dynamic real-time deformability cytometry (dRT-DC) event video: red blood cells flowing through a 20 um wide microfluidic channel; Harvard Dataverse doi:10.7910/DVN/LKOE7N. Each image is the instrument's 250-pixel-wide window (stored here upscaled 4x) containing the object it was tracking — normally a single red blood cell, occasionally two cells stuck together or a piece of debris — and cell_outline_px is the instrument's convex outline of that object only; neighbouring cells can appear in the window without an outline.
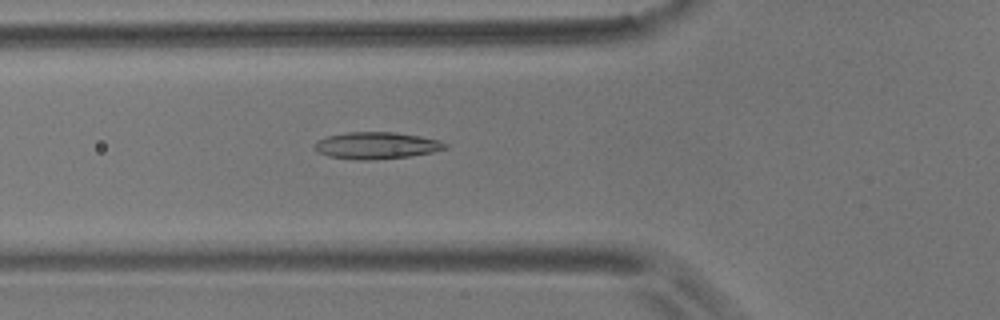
{"species": "common noctule bat (a hibernating species)", "species_latin": "Nyctalus noctula", "temperature_condition": "room temperature", "stored_images_in_passage": 55, "camera_frame_rate_fps": 3000, "um_per_image_px": 0.085, "animal": {"sex": "male", "body_mass_g": 17.9}, "frame": {"image": 1, "passage_image": 19, "time_ms": 6.0, "image_size_px": [1000, 320], "cell_outline_px": [[448, 148], [432, 152], [408, 156], [376, 160], [356, 160], [328, 156], [316, 152], [312, 148], [316, 140], [328, 136], [348, 132], [396, 132], [420, 136], [436, 140], [448, 144]], "centroid_in_image_um": [31.94, 12.37], "position_along_channel_um": 93.9, "area_um2": 20.58}}
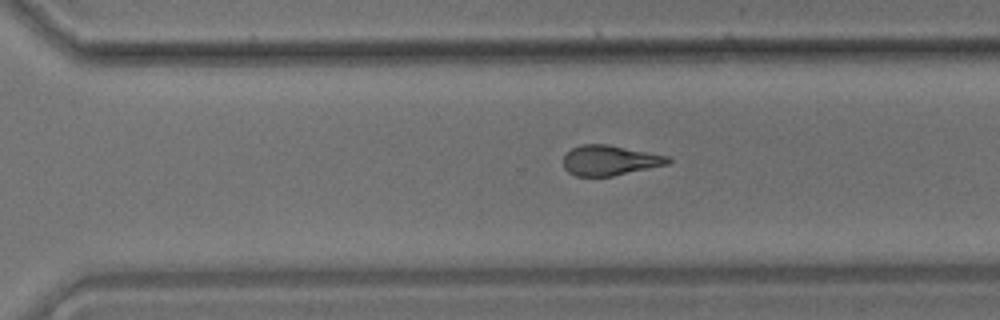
{"frame": {"image": 2, "passage_image": 38, "time_ms": 12.333, "image_size_px": [1000, 320], "cell_outline_px": [[672, 160], [668, 164], [612, 176], [576, 176], [568, 172], [564, 168], [564, 156], [572, 148], [584, 144], [608, 144], [668, 156]], "centroid_in_image_um": [51.82, 13.63], "position_along_channel_um": 318.8, "area_um2": 18.21}}
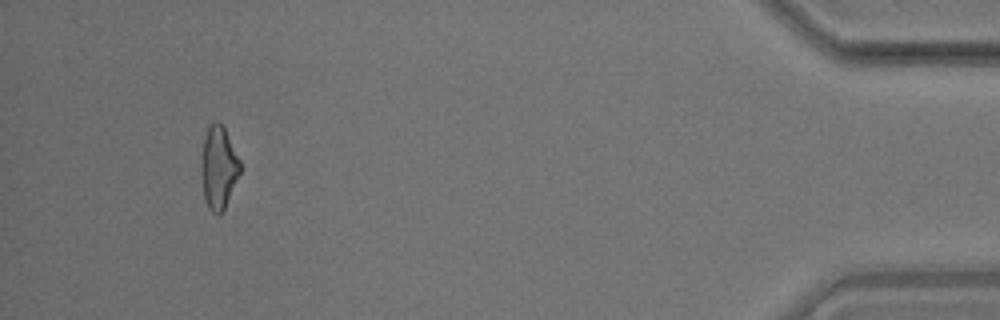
{"frame": {"image": 3, "passage_image": 52, "time_ms": 17.0, "image_size_px": [1000, 320], "cell_outline_px": [[244, 168], [220, 216], [212, 212], [208, 208], [204, 200], [200, 168], [200, 160], [204, 136], [208, 124], [216, 120], [220, 120], [224, 124]], "centroid_in_image_um": [18.59, 14.18], "position_along_channel_um": 416.6, "area_um2": 19.77}, "authors_computed_cell_mechanics": {"area_um2": 19.5942, "velocity_mm_per_s": 3.5436, "shape_relaxation_time_tau1_ms": 8.7166, "shape_relaxation_time_tau2_ms": 3.0594, "deformation_change_tau1": 0.2164, "deformation_change_tau2": 0.1216}}